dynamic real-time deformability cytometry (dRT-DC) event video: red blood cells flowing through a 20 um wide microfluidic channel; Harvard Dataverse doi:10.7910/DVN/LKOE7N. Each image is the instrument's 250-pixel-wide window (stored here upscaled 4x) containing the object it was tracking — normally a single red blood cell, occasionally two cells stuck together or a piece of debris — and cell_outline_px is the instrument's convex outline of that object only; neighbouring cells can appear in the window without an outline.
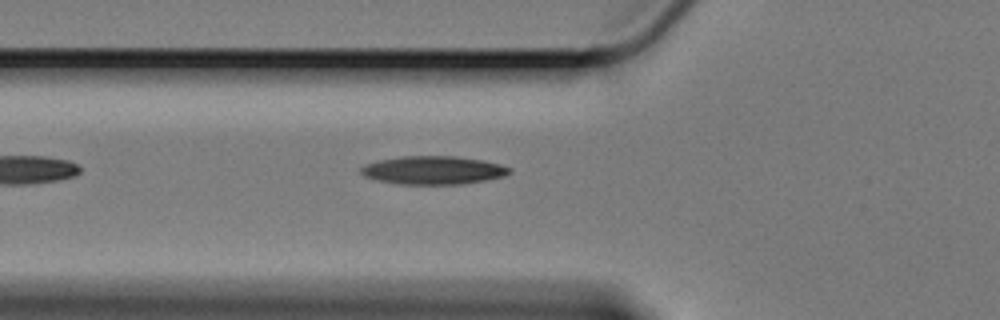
{"species": "Egyptian fruit bat (a non-hibernating species)", "species_latin": "Rousettus aegyptiacus", "temperature_condition": "cold", "stored_images_in_passage": 7, "camera_frame_rate_fps": 3000, "um_per_image_px": 0.085, "animal": {"sex": "female"}, "frame": {"image": 1, "passage_image": 2, "time_ms": 0.333, "image_size_px": [1000, 320], "cell_outline_px": [[512, 172], [504, 176], [484, 180], [460, 184], [400, 184], [380, 180], [364, 176], [360, 172], [360, 168], [364, 164], [380, 160], [400, 156], [456, 156], [484, 160], [500, 164], [512, 168]], "centroid_in_image_um": [36.85, 14.45], "position_along_channel_um": 89.0, "area_um2": 24.45}}